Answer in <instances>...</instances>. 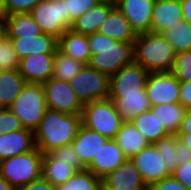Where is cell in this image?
Segmentation results:
<instances>
[{
  "mask_svg": "<svg viewBox=\"0 0 191 190\" xmlns=\"http://www.w3.org/2000/svg\"><path fill=\"white\" fill-rule=\"evenodd\" d=\"M103 190H148L131 159L102 178Z\"/></svg>",
  "mask_w": 191,
  "mask_h": 190,
  "instance_id": "5bb4252c",
  "label": "cell"
},
{
  "mask_svg": "<svg viewBox=\"0 0 191 190\" xmlns=\"http://www.w3.org/2000/svg\"><path fill=\"white\" fill-rule=\"evenodd\" d=\"M179 103L191 109V82H180Z\"/></svg>",
  "mask_w": 191,
  "mask_h": 190,
  "instance_id": "7bdbcfd3",
  "label": "cell"
},
{
  "mask_svg": "<svg viewBox=\"0 0 191 190\" xmlns=\"http://www.w3.org/2000/svg\"><path fill=\"white\" fill-rule=\"evenodd\" d=\"M42 85L48 109L65 114H82L84 105L77 98L68 81L52 77Z\"/></svg>",
  "mask_w": 191,
  "mask_h": 190,
  "instance_id": "9c48e42d",
  "label": "cell"
},
{
  "mask_svg": "<svg viewBox=\"0 0 191 190\" xmlns=\"http://www.w3.org/2000/svg\"><path fill=\"white\" fill-rule=\"evenodd\" d=\"M42 32L59 39L67 30L66 0H41L30 12Z\"/></svg>",
  "mask_w": 191,
  "mask_h": 190,
  "instance_id": "ba28073f",
  "label": "cell"
},
{
  "mask_svg": "<svg viewBox=\"0 0 191 190\" xmlns=\"http://www.w3.org/2000/svg\"><path fill=\"white\" fill-rule=\"evenodd\" d=\"M81 124V114H65L48 109L34 131L36 148L45 154L71 144Z\"/></svg>",
  "mask_w": 191,
  "mask_h": 190,
  "instance_id": "6da1fadb",
  "label": "cell"
},
{
  "mask_svg": "<svg viewBox=\"0 0 191 190\" xmlns=\"http://www.w3.org/2000/svg\"><path fill=\"white\" fill-rule=\"evenodd\" d=\"M19 61L10 38L4 35L0 40V71L18 70Z\"/></svg>",
  "mask_w": 191,
  "mask_h": 190,
  "instance_id": "e575fe53",
  "label": "cell"
},
{
  "mask_svg": "<svg viewBox=\"0 0 191 190\" xmlns=\"http://www.w3.org/2000/svg\"><path fill=\"white\" fill-rule=\"evenodd\" d=\"M84 65L82 62L68 57L57 50L53 62L52 77L69 82L80 72Z\"/></svg>",
  "mask_w": 191,
  "mask_h": 190,
  "instance_id": "1f68e13d",
  "label": "cell"
},
{
  "mask_svg": "<svg viewBox=\"0 0 191 190\" xmlns=\"http://www.w3.org/2000/svg\"><path fill=\"white\" fill-rule=\"evenodd\" d=\"M58 50L85 65H88L91 59L88 36L70 29L58 39Z\"/></svg>",
  "mask_w": 191,
  "mask_h": 190,
  "instance_id": "cb8c5ba5",
  "label": "cell"
},
{
  "mask_svg": "<svg viewBox=\"0 0 191 190\" xmlns=\"http://www.w3.org/2000/svg\"><path fill=\"white\" fill-rule=\"evenodd\" d=\"M5 35L8 38L36 37L43 34L30 13L3 16Z\"/></svg>",
  "mask_w": 191,
  "mask_h": 190,
  "instance_id": "d4e9b609",
  "label": "cell"
},
{
  "mask_svg": "<svg viewBox=\"0 0 191 190\" xmlns=\"http://www.w3.org/2000/svg\"><path fill=\"white\" fill-rule=\"evenodd\" d=\"M177 52L162 33H142L134 41V62L150 72H171Z\"/></svg>",
  "mask_w": 191,
  "mask_h": 190,
  "instance_id": "3957f363",
  "label": "cell"
},
{
  "mask_svg": "<svg viewBox=\"0 0 191 190\" xmlns=\"http://www.w3.org/2000/svg\"><path fill=\"white\" fill-rule=\"evenodd\" d=\"M5 35V24L3 16H0V40Z\"/></svg>",
  "mask_w": 191,
  "mask_h": 190,
  "instance_id": "f907efd6",
  "label": "cell"
},
{
  "mask_svg": "<svg viewBox=\"0 0 191 190\" xmlns=\"http://www.w3.org/2000/svg\"><path fill=\"white\" fill-rule=\"evenodd\" d=\"M97 33L120 42H134L137 36L117 7L109 13L108 18L99 26Z\"/></svg>",
  "mask_w": 191,
  "mask_h": 190,
  "instance_id": "7402d4cb",
  "label": "cell"
},
{
  "mask_svg": "<svg viewBox=\"0 0 191 190\" xmlns=\"http://www.w3.org/2000/svg\"><path fill=\"white\" fill-rule=\"evenodd\" d=\"M149 72L133 62L123 66L110 76L109 94L146 93V80Z\"/></svg>",
  "mask_w": 191,
  "mask_h": 190,
  "instance_id": "8fae6325",
  "label": "cell"
},
{
  "mask_svg": "<svg viewBox=\"0 0 191 190\" xmlns=\"http://www.w3.org/2000/svg\"><path fill=\"white\" fill-rule=\"evenodd\" d=\"M43 153L37 148L0 161V175L15 189L42 177Z\"/></svg>",
  "mask_w": 191,
  "mask_h": 190,
  "instance_id": "277c9868",
  "label": "cell"
},
{
  "mask_svg": "<svg viewBox=\"0 0 191 190\" xmlns=\"http://www.w3.org/2000/svg\"><path fill=\"white\" fill-rule=\"evenodd\" d=\"M183 19L191 24V0H180Z\"/></svg>",
  "mask_w": 191,
  "mask_h": 190,
  "instance_id": "7dc6e473",
  "label": "cell"
},
{
  "mask_svg": "<svg viewBox=\"0 0 191 190\" xmlns=\"http://www.w3.org/2000/svg\"><path fill=\"white\" fill-rule=\"evenodd\" d=\"M4 0H0V16H3Z\"/></svg>",
  "mask_w": 191,
  "mask_h": 190,
  "instance_id": "816d5d0a",
  "label": "cell"
},
{
  "mask_svg": "<svg viewBox=\"0 0 191 190\" xmlns=\"http://www.w3.org/2000/svg\"><path fill=\"white\" fill-rule=\"evenodd\" d=\"M171 73L180 82H191V51L177 53Z\"/></svg>",
  "mask_w": 191,
  "mask_h": 190,
  "instance_id": "8d00e7d4",
  "label": "cell"
},
{
  "mask_svg": "<svg viewBox=\"0 0 191 190\" xmlns=\"http://www.w3.org/2000/svg\"><path fill=\"white\" fill-rule=\"evenodd\" d=\"M55 54H32L19 61V73L26 83L43 84L53 75Z\"/></svg>",
  "mask_w": 191,
  "mask_h": 190,
  "instance_id": "9a60e30c",
  "label": "cell"
},
{
  "mask_svg": "<svg viewBox=\"0 0 191 190\" xmlns=\"http://www.w3.org/2000/svg\"><path fill=\"white\" fill-rule=\"evenodd\" d=\"M100 0H66V27L71 28L72 22L94 7Z\"/></svg>",
  "mask_w": 191,
  "mask_h": 190,
  "instance_id": "d590c367",
  "label": "cell"
},
{
  "mask_svg": "<svg viewBox=\"0 0 191 190\" xmlns=\"http://www.w3.org/2000/svg\"><path fill=\"white\" fill-rule=\"evenodd\" d=\"M53 158L65 162H72V166L81 171L86 169L80 162L71 144L52 149L48 152Z\"/></svg>",
  "mask_w": 191,
  "mask_h": 190,
  "instance_id": "f35d334b",
  "label": "cell"
},
{
  "mask_svg": "<svg viewBox=\"0 0 191 190\" xmlns=\"http://www.w3.org/2000/svg\"><path fill=\"white\" fill-rule=\"evenodd\" d=\"M177 53L191 51V24L184 19L162 32Z\"/></svg>",
  "mask_w": 191,
  "mask_h": 190,
  "instance_id": "4dcf8cb0",
  "label": "cell"
},
{
  "mask_svg": "<svg viewBox=\"0 0 191 190\" xmlns=\"http://www.w3.org/2000/svg\"><path fill=\"white\" fill-rule=\"evenodd\" d=\"M131 161L140 172L147 187L171 176L166 169L164 158H162L154 144H149L133 156Z\"/></svg>",
  "mask_w": 191,
  "mask_h": 190,
  "instance_id": "7c38bea8",
  "label": "cell"
},
{
  "mask_svg": "<svg viewBox=\"0 0 191 190\" xmlns=\"http://www.w3.org/2000/svg\"><path fill=\"white\" fill-rule=\"evenodd\" d=\"M76 172L72 162L57 160L49 153L43 155L42 177L54 187L65 184Z\"/></svg>",
  "mask_w": 191,
  "mask_h": 190,
  "instance_id": "4316f807",
  "label": "cell"
},
{
  "mask_svg": "<svg viewBox=\"0 0 191 190\" xmlns=\"http://www.w3.org/2000/svg\"><path fill=\"white\" fill-rule=\"evenodd\" d=\"M89 66L109 77L134 62V42L115 41L100 33L88 35Z\"/></svg>",
  "mask_w": 191,
  "mask_h": 190,
  "instance_id": "7a4b0ae2",
  "label": "cell"
},
{
  "mask_svg": "<svg viewBox=\"0 0 191 190\" xmlns=\"http://www.w3.org/2000/svg\"><path fill=\"white\" fill-rule=\"evenodd\" d=\"M177 136L191 150V132H178Z\"/></svg>",
  "mask_w": 191,
  "mask_h": 190,
  "instance_id": "c3c4849f",
  "label": "cell"
},
{
  "mask_svg": "<svg viewBox=\"0 0 191 190\" xmlns=\"http://www.w3.org/2000/svg\"><path fill=\"white\" fill-rule=\"evenodd\" d=\"M22 129L21 120L9 108H0V135Z\"/></svg>",
  "mask_w": 191,
  "mask_h": 190,
  "instance_id": "74e56055",
  "label": "cell"
},
{
  "mask_svg": "<svg viewBox=\"0 0 191 190\" xmlns=\"http://www.w3.org/2000/svg\"><path fill=\"white\" fill-rule=\"evenodd\" d=\"M26 84L18 70L0 71V108H9Z\"/></svg>",
  "mask_w": 191,
  "mask_h": 190,
  "instance_id": "83f0119b",
  "label": "cell"
},
{
  "mask_svg": "<svg viewBox=\"0 0 191 190\" xmlns=\"http://www.w3.org/2000/svg\"><path fill=\"white\" fill-rule=\"evenodd\" d=\"M17 190H56V187L51 185L48 181H46L43 177L21 187Z\"/></svg>",
  "mask_w": 191,
  "mask_h": 190,
  "instance_id": "ee69618b",
  "label": "cell"
},
{
  "mask_svg": "<svg viewBox=\"0 0 191 190\" xmlns=\"http://www.w3.org/2000/svg\"><path fill=\"white\" fill-rule=\"evenodd\" d=\"M81 122L83 126L100 135L114 139L124 121L115 108L114 102L108 98L84 104Z\"/></svg>",
  "mask_w": 191,
  "mask_h": 190,
  "instance_id": "5b68a950",
  "label": "cell"
},
{
  "mask_svg": "<svg viewBox=\"0 0 191 190\" xmlns=\"http://www.w3.org/2000/svg\"><path fill=\"white\" fill-rule=\"evenodd\" d=\"M180 81L171 72H150L146 94L151 106L179 103Z\"/></svg>",
  "mask_w": 191,
  "mask_h": 190,
  "instance_id": "30bf717a",
  "label": "cell"
},
{
  "mask_svg": "<svg viewBox=\"0 0 191 190\" xmlns=\"http://www.w3.org/2000/svg\"><path fill=\"white\" fill-rule=\"evenodd\" d=\"M127 159L115 140L108 139L98 152L97 157H94L92 163L86 169L102 179L122 165Z\"/></svg>",
  "mask_w": 191,
  "mask_h": 190,
  "instance_id": "e0dca14e",
  "label": "cell"
},
{
  "mask_svg": "<svg viewBox=\"0 0 191 190\" xmlns=\"http://www.w3.org/2000/svg\"><path fill=\"white\" fill-rule=\"evenodd\" d=\"M69 84L83 105L109 98L110 77L89 65H84Z\"/></svg>",
  "mask_w": 191,
  "mask_h": 190,
  "instance_id": "52a82bcc",
  "label": "cell"
},
{
  "mask_svg": "<svg viewBox=\"0 0 191 190\" xmlns=\"http://www.w3.org/2000/svg\"><path fill=\"white\" fill-rule=\"evenodd\" d=\"M148 190H187V188L171 175L153 183Z\"/></svg>",
  "mask_w": 191,
  "mask_h": 190,
  "instance_id": "60d3db41",
  "label": "cell"
},
{
  "mask_svg": "<svg viewBox=\"0 0 191 190\" xmlns=\"http://www.w3.org/2000/svg\"><path fill=\"white\" fill-rule=\"evenodd\" d=\"M0 190H15V189L0 175Z\"/></svg>",
  "mask_w": 191,
  "mask_h": 190,
  "instance_id": "681fc988",
  "label": "cell"
},
{
  "mask_svg": "<svg viewBox=\"0 0 191 190\" xmlns=\"http://www.w3.org/2000/svg\"><path fill=\"white\" fill-rule=\"evenodd\" d=\"M41 0H4L3 16L30 13Z\"/></svg>",
  "mask_w": 191,
  "mask_h": 190,
  "instance_id": "ab89813d",
  "label": "cell"
},
{
  "mask_svg": "<svg viewBox=\"0 0 191 190\" xmlns=\"http://www.w3.org/2000/svg\"><path fill=\"white\" fill-rule=\"evenodd\" d=\"M130 122L143 134L150 144H155L162 137L169 134L152 110L141 113Z\"/></svg>",
  "mask_w": 191,
  "mask_h": 190,
  "instance_id": "f1b7e54d",
  "label": "cell"
},
{
  "mask_svg": "<svg viewBox=\"0 0 191 190\" xmlns=\"http://www.w3.org/2000/svg\"><path fill=\"white\" fill-rule=\"evenodd\" d=\"M178 140L179 137L177 134H168L154 144L157 151L162 155V158H164L166 169L170 174H172L175 171V168L179 166L176 150Z\"/></svg>",
  "mask_w": 191,
  "mask_h": 190,
  "instance_id": "836d02e7",
  "label": "cell"
},
{
  "mask_svg": "<svg viewBox=\"0 0 191 190\" xmlns=\"http://www.w3.org/2000/svg\"><path fill=\"white\" fill-rule=\"evenodd\" d=\"M183 19L180 0H155L152 12L151 32L162 33Z\"/></svg>",
  "mask_w": 191,
  "mask_h": 190,
  "instance_id": "44dd1931",
  "label": "cell"
},
{
  "mask_svg": "<svg viewBox=\"0 0 191 190\" xmlns=\"http://www.w3.org/2000/svg\"><path fill=\"white\" fill-rule=\"evenodd\" d=\"M115 108L123 121H131L143 112L151 110V105L146 93L140 94H109Z\"/></svg>",
  "mask_w": 191,
  "mask_h": 190,
  "instance_id": "603a6c76",
  "label": "cell"
},
{
  "mask_svg": "<svg viewBox=\"0 0 191 190\" xmlns=\"http://www.w3.org/2000/svg\"><path fill=\"white\" fill-rule=\"evenodd\" d=\"M155 0H119L115 6L123 13L136 35L151 32Z\"/></svg>",
  "mask_w": 191,
  "mask_h": 190,
  "instance_id": "4fadbf2b",
  "label": "cell"
},
{
  "mask_svg": "<svg viewBox=\"0 0 191 190\" xmlns=\"http://www.w3.org/2000/svg\"><path fill=\"white\" fill-rule=\"evenodd\" d=\"M107 140V137L81 124L71 145L81 164L87 168Z\"/></svg>",
  "mask_w": 191,
  "mask_h": 190,
  "instance_id": "2e32d148",
  "label": "cell"
},
{
  "mask_svg": "<svg viewBox=\"0 0 191 190\" xmlns=\"http://www.w3.org/2000/svg\"><path fill=\"white\" fill-rule=\"evenodd\" d=\"M110 0H100L94 7L72 22L70 30L82 35L97 33L99 26L108 18L115 8Z\"/></svg>",
  "mask_w": 191,
  "mask_h": 190,
  "instance_id": "d6986e66",
  "label": "cell"
},
{
  "mask_svg": "<svg viewBox=\"0 0 191 190\" xmlns=\"http://www.w3.org/2000/svg\"><path fill=\"white\" fill-rule=\"evenodd\" d=\"M14 51L21 60L32 54H55L58 39L48 34L36 37L10 38Z\"/></svg>",
  "mask_w": 191,
  "mask_h": 190,
  "instance_id": "ffe728a7",
  "label": "cell"
},
{
  "mask_svg": "<svg viewBox=\"0 0 191 190\" xmlns=\"http://www.w3.org/2000/svg\"><path fill=\"white\" fill-rule=\"evenodd\" d=\"M114 140L128 159H131L150 144L130 121L123 122Z\"/></svg>",
  "mask_w": 191,
  "mask_h": 190,
  "instance_id": "484cf974",
  "label": "cell"
},
{
  "mask_svg": "<svg viewBox=\"0 0 191 190\" xmlns=\"http://www.w3.org/2000/svg\"><path fill=\"white\" fill-rule=\"evenodd\" d=\"M9 109L21 120L25 129L34 132L48 110L43 85L27 83Z\"/></svg>",
  "mask_w": 191,
  "mask_h": 190,
  "instance_id": "8992f818",
  "label": "cell"
},
{
  "mask_svg": "<svg viewBox=\"0 0 191 190\" xmlns=\"http://www.w3.org/2000/svg\"><path fill=\"white\" fill-rule=\"evenodd\" d=\"M171 175L182 183L187 190H191V162L177 166Z\"/></svg>",
  "mask_w": 191,
  "mask_h": 190,
  "instance_id": "b9f144b4",
  "label": "cell"
},
{
  "mask_svg": "<svg viewBox=\"0 0 191 190\" xmlns=\"http://www.w3.org/2000/svg\"><path fill=\"white\" fill-rule=\"evenodd\" d=\"M151 110L169 134H177L187 109L180 103H164L151 106Z\"/></svg>",
  "mask_w": 191,
  "mask_h": 190,
  "instance_id": "f546056e",
  "label": "cell"
},
{
  "mask_svg": "<svg viewBox=\"0 0 191 190\" xmlns=\"http://www.w3.org/2000/svg\"><path fill=\"white\" fill-rule=\"evenodd\" d=\"M35 148L34 132L29 129L0 135V161L28 153Z\"/></svg>",
  "mask_w": 191,
  "mask_h": 190,
  "instance_id": "ac0fdd59",
  "label": "cell"
},
{
  "mask_svg": "<svg viewBox=\"0 0 191 190\" xmlns=\"http://www.w3.org/2000/svg\"><path fill=\"white\" fill-rule=\"evenodd\" d=\"M176 150L178 154L179 165H184L191 162V150L187 148L182 141H177Z\"/></svg>",
  "mask_w": 191,
  "mask_h": 190,
  "instance_id": "f6af8a7d",
  "label": "cell"
},
{
  "mask_svg": "<svg viewBox=\"0 0 191 190\" xmlns=\"http://www.w3.org/2000/svg\"><path fill=\"white\" fill-rule=\"evenodd\" d=\"M110 1L115 4L119 0H110Z\"/></svg>",
  "mask_w": 191,
  "mask_h": 190,
  "instance_id": "f5cc1de1",
  "label": "cell"
},
{
  "mask_svg": "<svg viewBox=\"0 0 191 190\" xmlns=\"http://www.w3.org/2000/svg\"><path fill=\"white\" fill-rule=\"evenodd\" d=\"M178 132H191V109H187Z\"/></svg>",
  "mask_w": 191,
  "mask_h": 190,
  "instance_id": "bcb514c9",
  "label": "cell"
},
{
  "mask_svg": "<svg viewBox=\"0 0 191 190\" xmlns=\"http://www.w3.org/2000/svg\"><path fill=\"white\" fill-rule=\"evenodd\" d=\"M56 190H103L102 179L84 169L77 171L65 184L56 187Z\"/></svg>",
  "mask_w": 191,
  "mask_h": 190,
  "instance_id": "d6a6232c",
  "label": "cell"
}]
</instances>
